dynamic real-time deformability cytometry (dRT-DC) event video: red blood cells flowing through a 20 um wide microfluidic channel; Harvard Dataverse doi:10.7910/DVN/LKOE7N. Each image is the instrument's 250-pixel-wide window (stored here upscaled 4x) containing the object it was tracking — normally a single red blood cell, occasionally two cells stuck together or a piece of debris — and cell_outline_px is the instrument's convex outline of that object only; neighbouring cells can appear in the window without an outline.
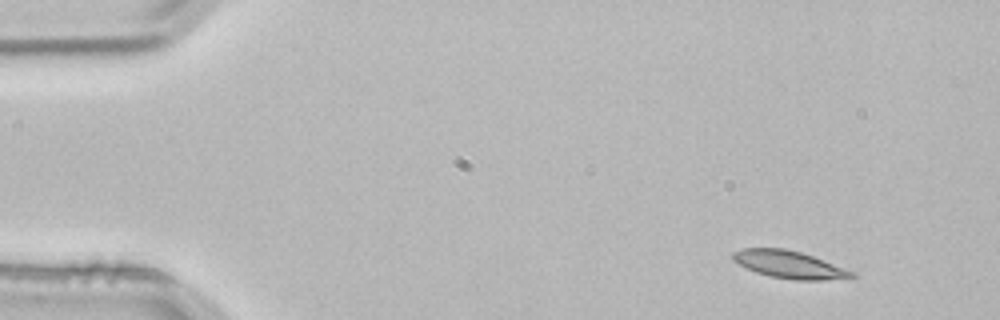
{"species": "common noctule bat (a hibernating species)", "species_latin": "Nyctalus noctula", "temperature_condition": "room temperature", "stored_images_in_passage": 3, "camera_frame_rate_fps": 3000, "um_per_image_px": 0.085, "animal": {"sex": "male", "body_mass_g": 21.5, "forearm_length_mm": 52.0}, "frame": {"image": 1, "passage_image": 2, "time_ms": 0.333, "image_size_px": [1000, 320], "cell_outline_px": [[856, 276], [848, 280], [796, 280], [772, 276], [756, 272], [732, 260], [732, 252], [744, 248], [784, 248], [800, 252], [812, 256], [856, 272]], "centroid_in_image_um": [67.16, 22.5], "position_along_channel_um": 17.8, "area_um2": 19.07}}